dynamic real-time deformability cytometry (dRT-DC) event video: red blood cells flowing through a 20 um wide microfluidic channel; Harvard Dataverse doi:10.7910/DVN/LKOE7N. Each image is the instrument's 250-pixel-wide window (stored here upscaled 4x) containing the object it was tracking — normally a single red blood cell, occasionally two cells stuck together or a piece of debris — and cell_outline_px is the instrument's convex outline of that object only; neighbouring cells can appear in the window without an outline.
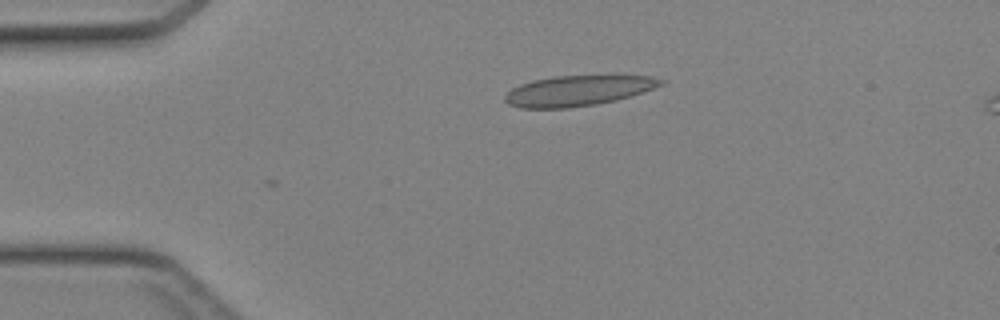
{"species": "Egyptian fruit bat (a non-hibernating species)", "species_latin": "Rousettus aegyptiacus", "temperature_condition": "cold", "stored_images_in_passage": 2, "camera_frame_rate_fps": 3000, "um_per_image_px": 0.085, "animal": {"sex": "female"}, "frame": {"image": 1, "passage_image": 2, "time_ms": 0.333, "image_size_px": [1000, 320], "cell_outline_px": [[668, 80], [664, 84], [616, 100], [596, 104], [568, 108], [520, 108], [508, 104], [504, 100], [504, 96], [512, 88], [520, 84], [532, 80], [556, 76], [612, 72], [652, 76]], "centroid_in_image_um": [49.21, 7.64], "position_along_channel_um": 35.8, "area_um2": 28.78}}